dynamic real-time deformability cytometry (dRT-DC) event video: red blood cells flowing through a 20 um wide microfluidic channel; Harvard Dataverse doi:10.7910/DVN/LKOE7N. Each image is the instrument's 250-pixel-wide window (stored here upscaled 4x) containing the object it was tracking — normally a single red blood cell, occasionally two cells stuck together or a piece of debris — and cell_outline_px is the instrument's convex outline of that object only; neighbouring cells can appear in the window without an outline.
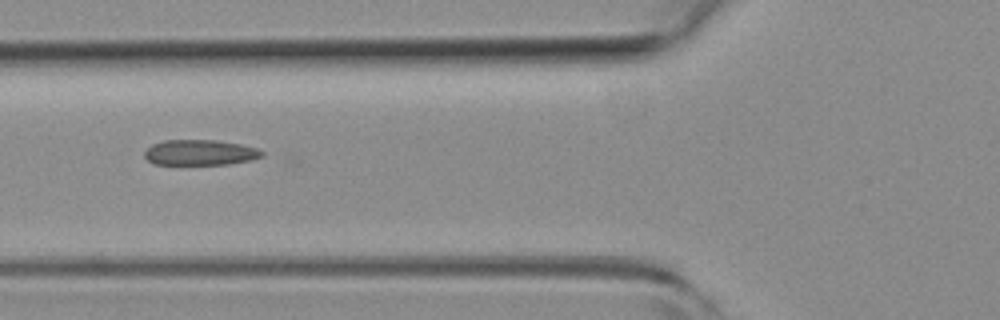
{"species": "common noctule bat (a hibernating species)", "species_latin": "Nyctalus noctula", "temperature_condition": "room temperature", "stored_images_in_passage": 8, "camera_frame_rate_fps": 3000, "um_per_image_px": 0.085, "animal": {"sex": "female", "body_mass_g": 19.3, "forearm_length_mm": 54.1}, "frame": {"image": 1, "passage_image": 5, "time_ms": 1.333, "image_size_px": [1000, 320], "cell_outline_px": [[264, 156], [252, 160], [228, 164], [152, 164], [144, 156], [144, 152], [152, 144], [164, 140], [216, 140], [240, 144], [256, 148], [264, 152]], "centroid_in_image_um": [17.01, 12.96], "position_along_channel_um": 108.8, "area_um2": 17.46}}
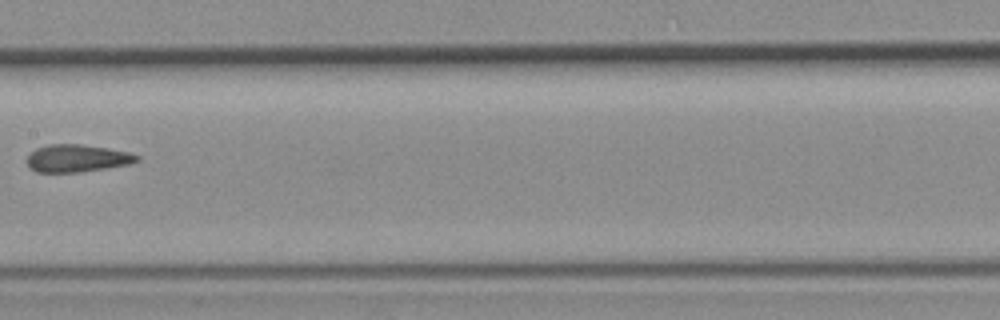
{"frame": {"image": 2, "passage_image": 7, "time_ms": 2.0, "image_size_px": [1000, 320], "cell_outline_px": [[140, 160], [132, 164], [80, 172], [36, 172], [28, 168], [28, 156], [36, 148], [48, 144], [80, 144], [108, 148], [128, 152], [140, 156]], "centroid_in_image_um": [6.57, 13.46], "position_along_channel_um": 200.8, "area_um2": 17.69}}
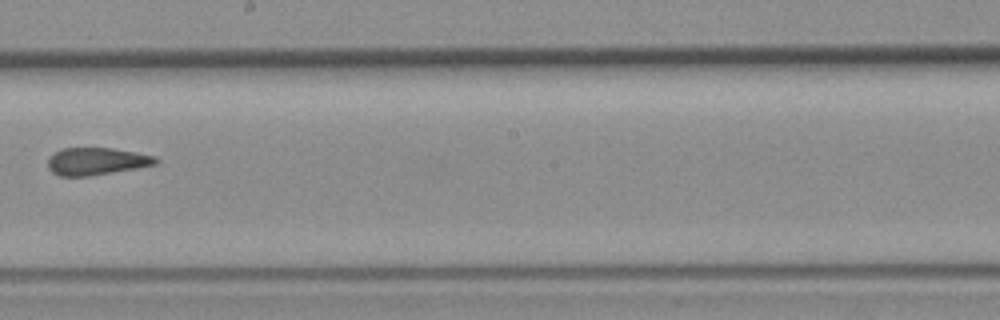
{"frame": {"image": 3, "passage_image": 8, "time_ms": 2.333, "image_size_px": [1000, 320], "cell_outline_px": [[160, 160], [156, 164], [136, 168], [88, 176], [60, 176], [52, 172], [48, 168], [48, 160], [56, 152], [64, 148], [112, 148], [136, 152], [156, 156]], "centroid_in_image_um": [8.23, 13.71], "position_along_channel_um": 240.0, "area_um2": 17.05}}